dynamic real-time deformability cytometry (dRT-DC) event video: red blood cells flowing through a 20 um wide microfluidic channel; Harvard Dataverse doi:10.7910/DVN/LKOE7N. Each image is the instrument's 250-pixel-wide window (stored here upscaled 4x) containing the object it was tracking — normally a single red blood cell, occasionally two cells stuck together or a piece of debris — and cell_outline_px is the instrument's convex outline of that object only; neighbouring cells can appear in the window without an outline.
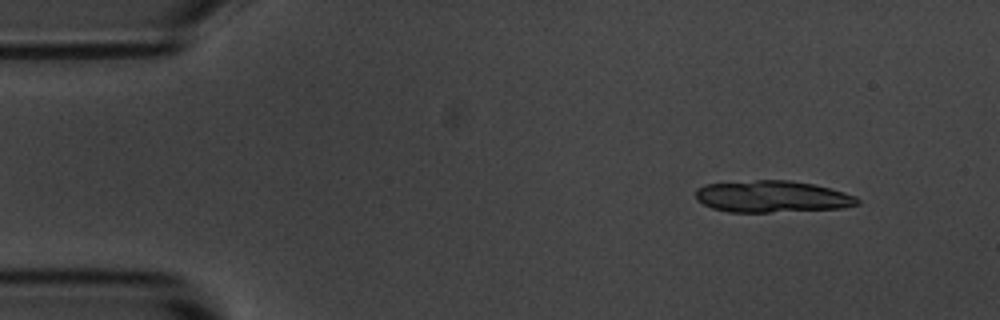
{"species": "common noctule bat (a hibernating species)", "species_latin": "Nyctalus noctula", "temperature_condition": "room temperature", "stored_images_in_passage": 34, "camera_frame_rate_fps": 3000, "um_per_image_px": 0.085, "animal": {"sex": "male", "body_mass_g": 20.1, "forearm_length_mm": 53.5}, "frame": {"image": 1, "passage_image": 1, "time_ms": 0.0, "image_size_px": [1000, 320], "cell_outline_px": [[860, 204], [840, 208], [768, 212], [728, 212], [712, 208], [696, 200], [696, 188], [704, 184], [756, 180], [788, 180], [816, 184], [844, 192], [856, 196], [860, 200]], "centroid_in_image_um": [65.62, 16.7], "position_along_channel_um": 19.4, "area_um2": 30.0}}
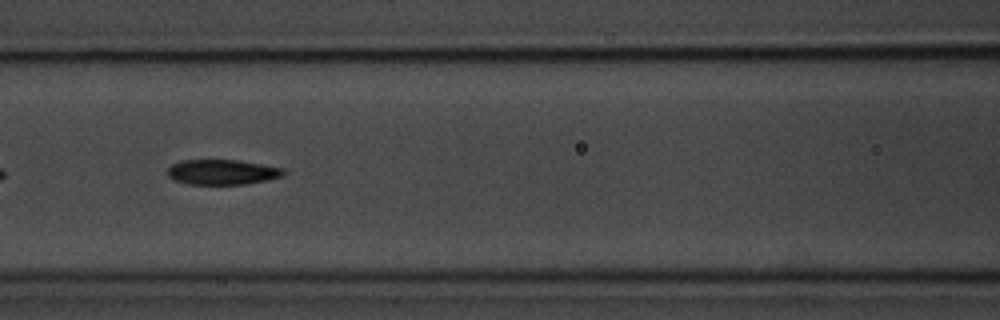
{"frame": {"image": 2, "passage_image": 19, "time_ms": 6.0, "image_size_px": [1000, 320], "cell_outline_px": [[288, 172], [284, 176], [268, 180], [248, 184], [188, 184], [176, 180], [168, 176], [168, 168], [172, 164], [180, 160], [236, 160], [284, 168]], "centroid_in_image_um": [18.94, 14.63], "position_along_channel_um": 147.7, "area_um2": 17.05}}
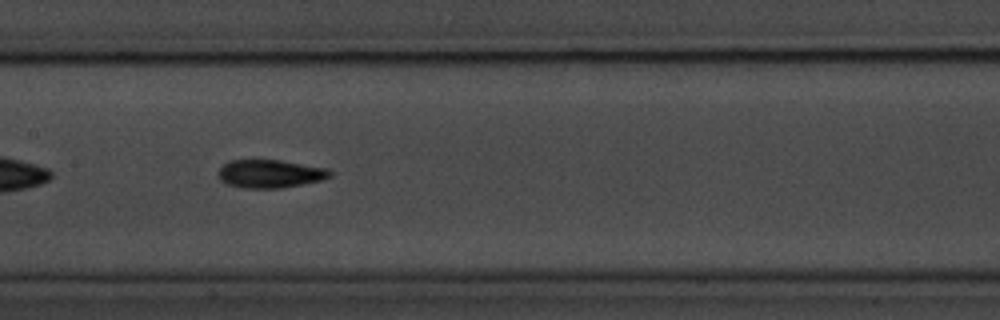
{"frame": {"image": 3, "passage_image": 22, "time_ms": 7.0, "image_size_px": [1000, 320], "cell_outline_px": [[332, 176], [320, 180], [284, 188], [244, 188], [224, 184], [216, 176], [216, 172], [228, 160], [280, 160], [328, 168], [332, 172]], "centroid_in_image_um": [22.91, 14.77], "position_along_channel_um": 184.5, "area_um2": 18.61}}